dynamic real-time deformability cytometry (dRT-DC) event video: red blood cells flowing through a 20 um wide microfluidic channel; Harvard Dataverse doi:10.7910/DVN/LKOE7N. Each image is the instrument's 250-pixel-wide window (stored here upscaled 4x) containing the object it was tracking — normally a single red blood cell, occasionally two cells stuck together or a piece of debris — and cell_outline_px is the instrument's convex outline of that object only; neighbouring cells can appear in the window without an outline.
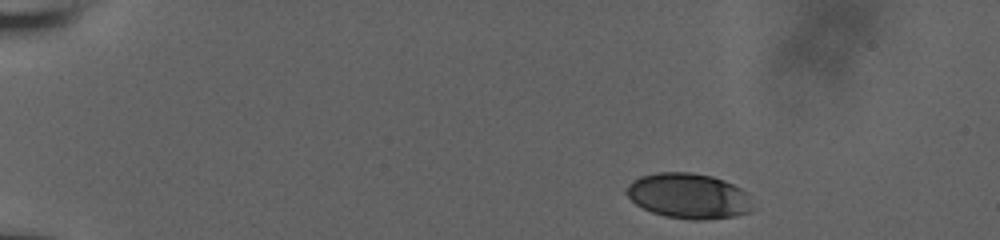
{"species": "human", "species_latin": "Homo sapiens", "temperature_condition": "room temperature", "stored_images_in_passage": 5, "camera_frame_rate_fps": 3000, "um_per_image_px": 0.085, "donor": {"sex": "male"}, "frame": {"image": 1, "passage_image": 1, "time_ms": 0.0, "image_size_px": [1000, 240], "cell_outline_px": [[752, 212], [736, 216], [704, 220], [692, 220], [664, 216], [652, 212], [636, 204], [624, 192], [624, 188], [632, 180], [640, 176], [660, 172], [688, 172], [712, 176], [724, 180], [740, 188], [744, 192], [752, 208]], "centroid_in_image_um": [58.48, 16.66], "position_along_channel_um": 26.5, "area_um2": 33.29}}
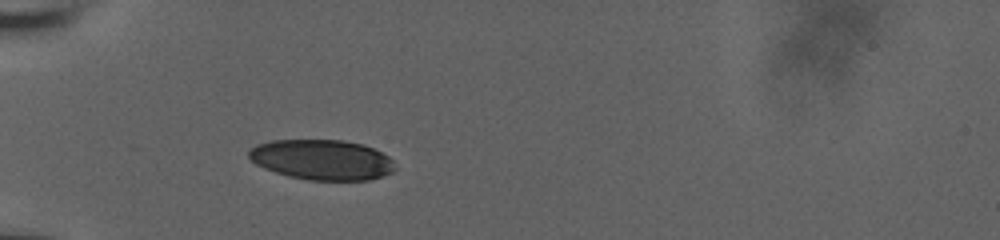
{"frame": {"image": 2, "passage_image": 5, "time_ms": 1.333, "image_size_px": [1000, 240], "cell_outline_px": [[396, 168], [392, 172], [384, 176], [368, 180], [308, 180], [288, 176], [264, 168], [256, 164], [248, 156], [248, 152], [256, 144], [272, 140], [344, 140], [364, 144], [388, 156], [392, 160]], "centroid_in_image_um": [27.38, 13.57], "position_along_channel_um": 57.6, "area_um2": 34.33}}